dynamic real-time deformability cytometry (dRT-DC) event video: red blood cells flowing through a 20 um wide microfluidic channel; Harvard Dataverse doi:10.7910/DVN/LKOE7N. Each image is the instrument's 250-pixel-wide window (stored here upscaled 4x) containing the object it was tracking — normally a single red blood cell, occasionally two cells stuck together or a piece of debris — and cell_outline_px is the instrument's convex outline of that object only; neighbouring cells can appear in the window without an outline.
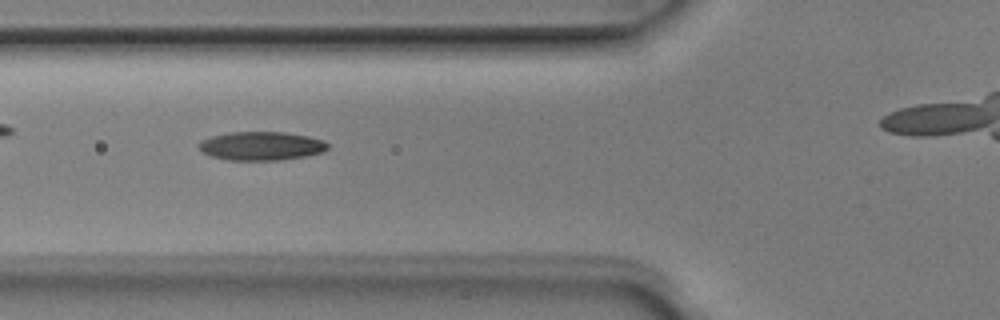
{"species": "Egyptian fruit bat (a non-hibernating species)", "species_latin": "Rousettus aegyptiacus", "temperature_condition": "room temperature", "stored_images_in_passage": 9, "segment_of_instrument_passage": [1, 2], "camera_frame_rate_fps": 3000, "um_per_image_px": 0.085, "animal": {"sex": "male"}, "frame": {"image": 1, "passage_image": 6, "time_ms": 1.667, "image_size_px": [1000, 320], "cell_outline_px": [[328, 148], [324, 152], [308, 156], [280, 160], [228, 160], [212, 156], [204, 152], [196, 144], [200, 140], [212, 136], [232, 132], [284, 132], [308, 136], [324, 140], [328, 144]], "centroid_in_image_um": [22.24, 12.41], "position_along_channel_um": 103.6, "area_um2": 21.62}}
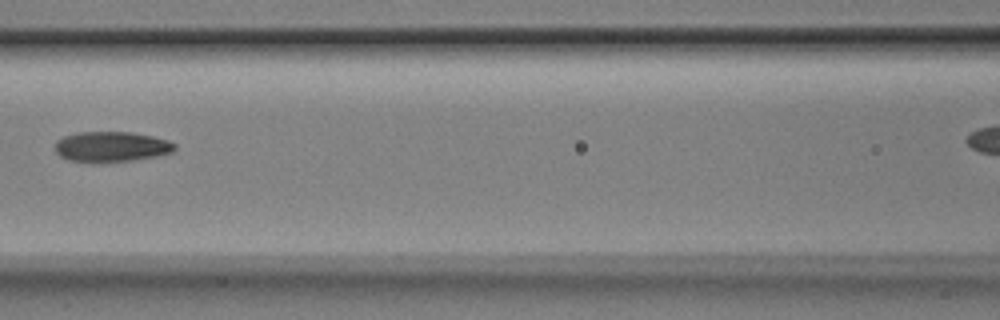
{"frame": {"image": 2, "passage_image": 7, "time_ms": 2.0, "image_size_px": [1000, 320], "cell_outline_px": [[176, 148], [172, 152], [156, 156], [132, 160], [100, 164], [92, 164], [68, 160], [60, 156], [56, 152], [56, 140], [64, 136], [80, 132], [128, 132], [152, 136], [168, 140], [176, 144]], "centroid_in_image_um": [9.44, 12.5], "position_along_channel_um": 157.2, "area_um2": 21.5}}
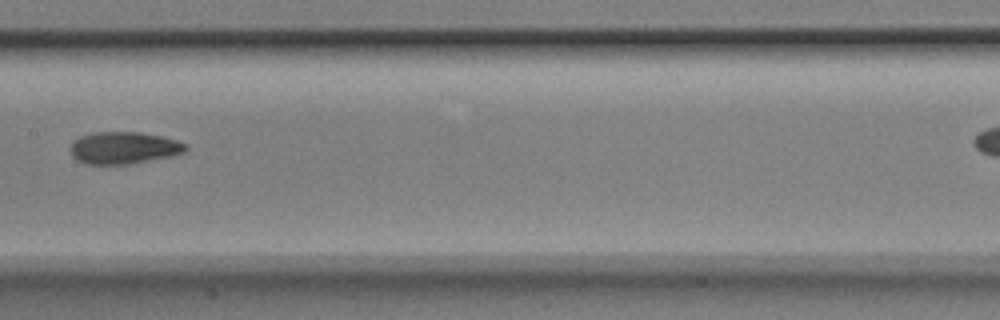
{"frame": {"image": 3, "passage_image": 8, "time_ms": 2.333, "image_size_px": [1000, 320], "cell_outline_px": [[188, 148], [184, 152], [172, 156], [128, 164], [88, 164], [76, 160], [72, 156], [72, 140], [80, 136], [96, 132], [140, 132], [160, 136], [176, 140], [188, 144]], "centroid_in_image_um": [10.53, 12.56], "position_along_channel_um": 196.9, "area_um2": 21.5}}